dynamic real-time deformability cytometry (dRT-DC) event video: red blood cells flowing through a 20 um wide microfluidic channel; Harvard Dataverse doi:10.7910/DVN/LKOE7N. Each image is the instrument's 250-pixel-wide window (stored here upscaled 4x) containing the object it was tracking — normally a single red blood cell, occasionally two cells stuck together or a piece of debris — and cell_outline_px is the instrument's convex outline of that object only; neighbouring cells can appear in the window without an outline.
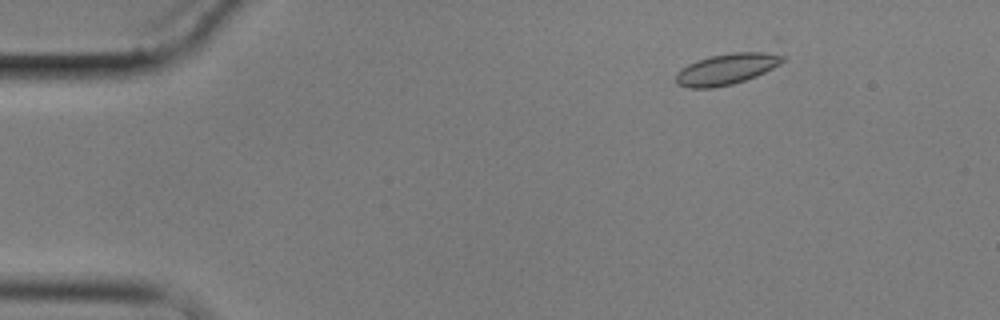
{"species": "common noctule bat (a hibernating species)", "species_latin": "Nyctalus noctula", "temperature_condition": "cold", "stored_images_in_passage": 5, "camera_frame_rate_fps": 3000, "um_per_image_px": 0.085, "animal": {"sex": "male", "body_mass_g": 17.9}, "frame": {"image": 1, "passage_image": 3, "time_ms": 2.333, "image_size_px": [1000, 320], "cell_outline_px": [[784, 60], [780, 64], [756, 76], [732, 84], [712, 88], [688, 88], [676, 84], [676, 72], [680, 68], [696, 60], [776, 36], [784, 56]], "centroid_in_image_um": [62.18, 5.56], "position_along_channel_um": 22.8, "area_um2": 23.12}}